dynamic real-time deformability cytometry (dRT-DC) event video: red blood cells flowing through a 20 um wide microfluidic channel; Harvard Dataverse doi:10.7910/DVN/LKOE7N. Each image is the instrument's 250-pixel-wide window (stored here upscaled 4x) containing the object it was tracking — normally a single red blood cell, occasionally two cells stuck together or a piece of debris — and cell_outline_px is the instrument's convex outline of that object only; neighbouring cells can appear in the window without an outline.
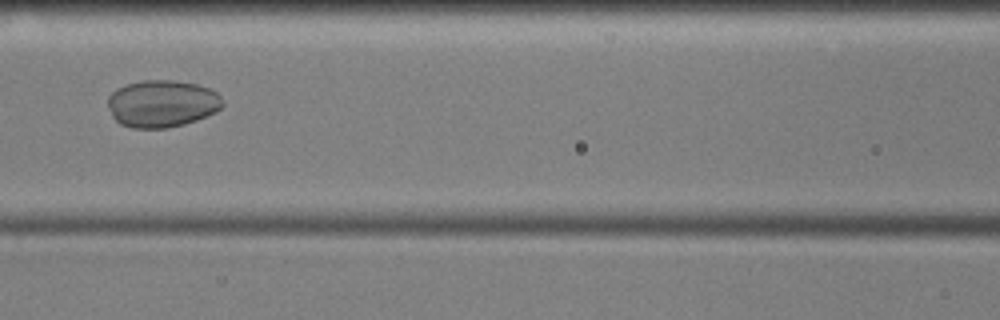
{"species": "common noctule bat (a hibernating species)", "species_latin": "Nyctalus noctula", "temperature_condition": "cold", "stored_images_in_passage": 49, "camera_frame_rate_fps": 3000, "um_per_image_px": 0.085, "animal": {"sex": "male", "body_mass_g": 17.9, "forearm_length_mm": 54.2}, "frame": {"image": 1, "passage_image": 18, "time_ms": 5.667, "image_size_px": [1000, 320], "cell_outline_px": [[224, 104], [216, 112], [196, 120], [184, 124], [168, 128], [132, 128], [120, 124], [112, 116], [108, 104], [108, 96], [116, 88], [128, 84], [144, 80], [172, 80], [196, 84], [208, 88], [216, 92], [220, 96]], "centroid_in_image_um": [13.76, 8.81], "position_along_channel_um": 152.8, "area_um2": 31.56}}
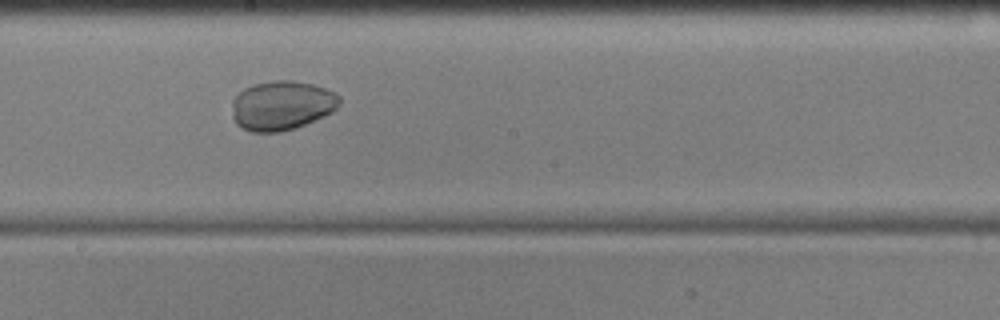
{"frame": {"image": 2, "passage_image": 24, "time_ms": 7.667, "image_size_px": [1000, 320], "cell_outline_px": [[340, 104], [332, 112], [324, 116], [296, 128], [280, 132], [252, 132], [240, 128], [236, 124], [232, 116], [232, 100], [244, 88], [252, 84], [272, 80], [288, 80], [312, 84], [324, 88], [340, 96]], "centroid_in_image_um": [23.92, 8.97], "position_along_channel_um": 224.3, "area_um2": 31.1}}
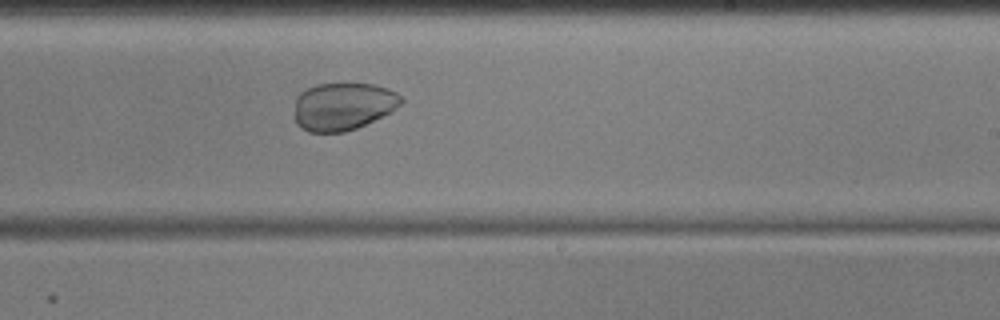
{"frame": {"image": 3, "passage_image": 27, "time_ms": 8.667, "image_size_px": [1000, 320], "cell_outline_px": [[404, 100], [392, 112], [356, 128], [344, 132], [308, 132], [300, 128], [296, 124], [296, 96], [300, 92], [316, 84], [376, 84], [388, 88], [396, 92]], "centroid_in_image_um": [29.17, 9.04], "position_along_channel_um": 259.8, "area_um2": 29.65}}